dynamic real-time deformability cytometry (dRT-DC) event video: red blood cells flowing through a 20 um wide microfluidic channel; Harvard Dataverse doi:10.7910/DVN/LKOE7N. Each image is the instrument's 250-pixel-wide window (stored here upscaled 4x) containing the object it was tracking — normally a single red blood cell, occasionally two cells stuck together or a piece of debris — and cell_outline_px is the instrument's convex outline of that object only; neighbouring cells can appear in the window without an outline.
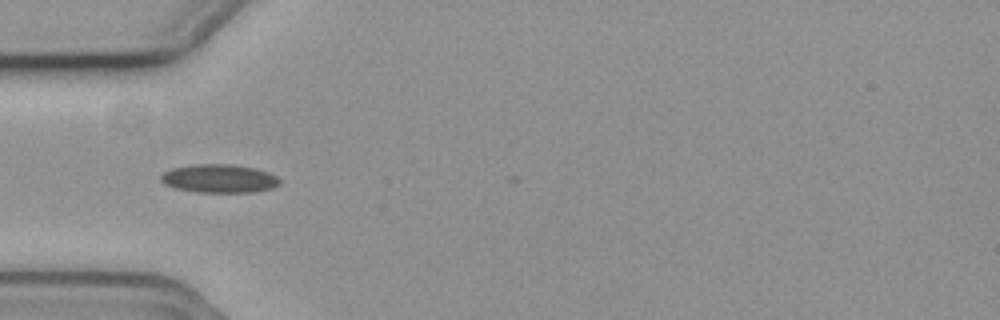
{"species": "common noctule bat (a hibernating species)", "species_latin": "Nyctalus noctula", "temperature_condition": "cold", "stored_images_in_passage": 3, "camera_frame_rate_fps": 3000, "um_per_image_px": 0.085, "animal": {"sex": "female", "body_mass_g": 19.3, "forearm_length_mm": 54.1}, "frame": {"image": 1, "passage_image": 1, "time_ms": 0.0, "image_size_px": [1000, 320], "cell_outline_px": [[280, 184], [272, 188], [252, 192], [196, 192], [176, 188], [164, 184], [160, 180], [160, 176], [164, 172], [172, 168], [192, 164], [232, 164], [256, 168], [268, 172], [276, 176], [280, 180]], "centroid_in_image_um": [18.63, 15.17], "position_along_channel_um": 66.4, "area_um2": 19.77}}